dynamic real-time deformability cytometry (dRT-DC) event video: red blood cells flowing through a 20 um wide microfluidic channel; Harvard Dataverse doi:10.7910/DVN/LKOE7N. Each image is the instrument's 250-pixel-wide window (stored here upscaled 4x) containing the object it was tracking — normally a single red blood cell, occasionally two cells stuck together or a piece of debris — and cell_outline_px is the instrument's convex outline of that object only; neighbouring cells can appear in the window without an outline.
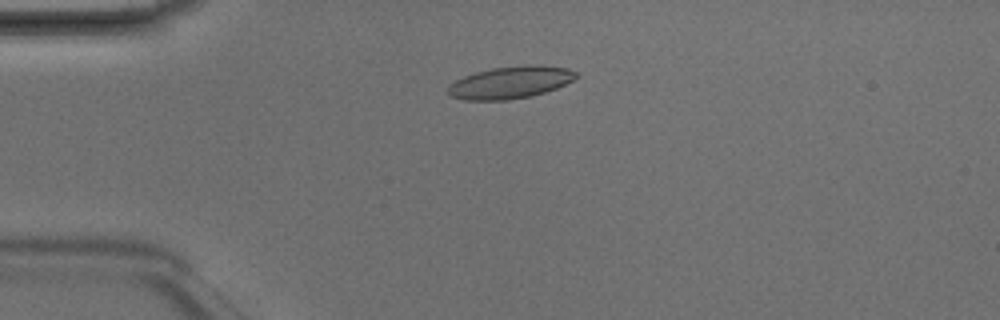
{"species": "Egyptian fruit bat (a non-hibernating species)", "species_latin": "Rousettus aegyptiacus", "temperature_condition": "room temperature", "stored_images_in_passage": 7, "camera_frame_rate_fps": 3000, "um_per_image_px": 0.085, "animal": {"sex": "male"}, "frame": {"image": 1, "passage_image": 4, "time_ms": 1.0, "image_size_px": [1000, 320], "cell_outline_px": [[580, 76], [556, 88], [532, 96], [508, 100], [464, 100], [452, 96], [448, 92], [448, 88], [456, 80], [464, 76], [476, 72], [492, 68], [524, 64], [536, 64], [568, 68], [576, 72]], "centroid_in_image_um": [43.42, 6.99], "position_along_channel_um": 41.6, "area_um2": 24.04}}